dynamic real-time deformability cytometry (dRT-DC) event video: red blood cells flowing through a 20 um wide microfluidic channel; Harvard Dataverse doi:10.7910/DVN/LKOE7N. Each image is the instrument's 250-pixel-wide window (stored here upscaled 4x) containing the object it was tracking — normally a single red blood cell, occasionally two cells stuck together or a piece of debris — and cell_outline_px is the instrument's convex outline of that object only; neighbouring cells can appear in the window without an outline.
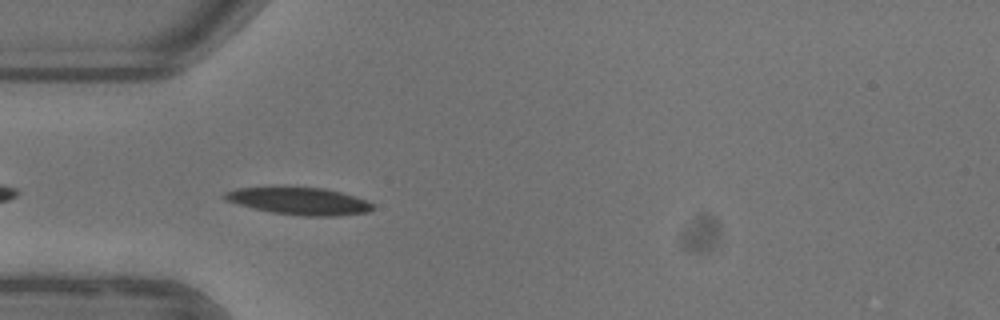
{"species": "common noctule bat (a hibernating species)", "species_latin": "Nyctalus noctula", "temperature_condition": "warm", "stored_images_in_passage": 8, "camera_frame_rate_fps": 3000, "um_per_image_px": 0.085, "animal": {"sex": "female"}, "frame": {"image": 1, "passage_image": 2, "time_ms": 0.333, "image_size_px": [1000, 320], "cell_outline_px": [[376, 208], [368, 212], [336, 216], [300, 216], [272, 212], [224, 200], [220, 196], [224, 192], [236, 188], [324, 188], [340, 192], [368, 200], [376, 204]], "centroid_in_image_um": [25.5, 17.1], "position_along_channel_um": 59.5, "area_um2": 23.35}}
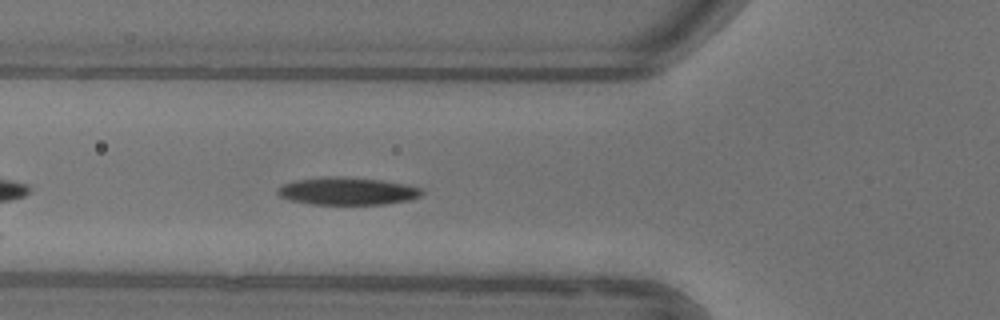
{"frame": {"image": 2, "passage_image": 5, "time_ms": 1.333, "image_size_px": [1000, 320], "cell_outline_px": [[424, 192], [420, 196], [408, 200], [384, 204], [312, 204], [288, 200], [280, 196], [276, 192], [276, 188], [284, 184], [296, 180], [328, 176], [340, 176], [384, 180], [404, 184], [420, 188]], "centroid_in_image_um": [29.49, 16.24], "position_along_channel_um": 96.3, "area_um2": 23.18}}